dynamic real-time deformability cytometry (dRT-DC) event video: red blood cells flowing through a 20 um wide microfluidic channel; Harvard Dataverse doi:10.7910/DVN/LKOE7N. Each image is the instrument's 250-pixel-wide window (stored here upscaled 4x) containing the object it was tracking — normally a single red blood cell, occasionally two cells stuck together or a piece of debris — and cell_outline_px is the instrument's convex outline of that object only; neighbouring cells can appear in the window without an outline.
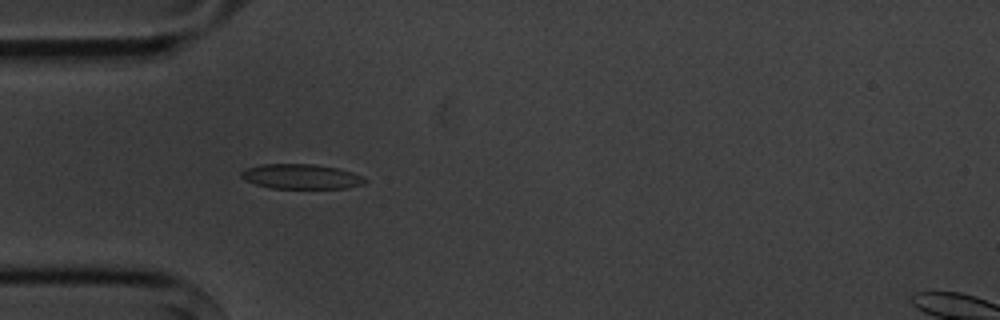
{"species": "common noctule bat (a hibernating species)", "species_latin": "Nyctalus noctula", "temperature_condition": "cold", "stored_images_in_passage": 4, "camera_frame_rate_fps": 3000, "um_per_image_px": 0.085, "animal": {"sex": "male", "body_mass_g": 20.1, "forearm_length_mm": 53.5}, "frame": {"image": 1, "passage_image": 4, "time_ms": 4.333, "image_size_px": [1000, 320], "cell_outline_px": [[368, 180], [364, 184], [348, 188], [272, 188], [256, 184], [244, 180], [240, 176], [240, 172], [244, 168], [260, 164], [312, 164], [336, 168], [352, 172], [364, 176]], "centroid_in_image_um": [25.59, 15.0], "position_along_channel_um": 59.4, "area_um2": 18.03}}